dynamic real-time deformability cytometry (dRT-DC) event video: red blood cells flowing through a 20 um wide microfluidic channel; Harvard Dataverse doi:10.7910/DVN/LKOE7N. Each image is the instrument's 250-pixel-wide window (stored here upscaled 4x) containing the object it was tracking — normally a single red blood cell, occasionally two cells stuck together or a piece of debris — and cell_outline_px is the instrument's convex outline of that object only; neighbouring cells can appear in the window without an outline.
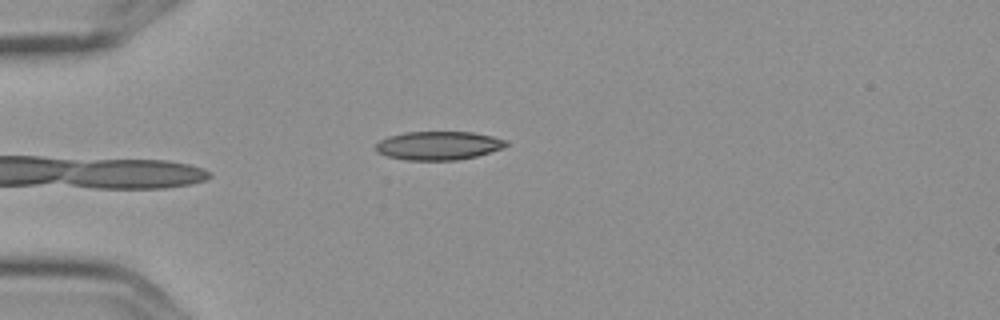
{"species": "Egyptian fruit bat (a non-hibernating species)", "species_latin": "Rousettus aegyptiacus", "temperature_condition": "cold", "stored_images_in_passage": 5, "camera_frame_rate_fps": 3000, "um_per_image_px": 0.085, "frame": {"image": 1, "passage_image": 5, "time_ms": 1.333, "image_size_px": [1000, 320], "cell_outline_px": [[508, 144], [500, 148], [476, 156], [456, 160], [404, 160], [388, 156], [376, 152], [376, 144], [380, 140], [388, 136], [404, 132], [472, 132], [492, 136], [508, 140]], "centroid_in_image_um": [37.23, 12.37], "position_along_channel_um": 47.8, "area_um2": 21.62}}